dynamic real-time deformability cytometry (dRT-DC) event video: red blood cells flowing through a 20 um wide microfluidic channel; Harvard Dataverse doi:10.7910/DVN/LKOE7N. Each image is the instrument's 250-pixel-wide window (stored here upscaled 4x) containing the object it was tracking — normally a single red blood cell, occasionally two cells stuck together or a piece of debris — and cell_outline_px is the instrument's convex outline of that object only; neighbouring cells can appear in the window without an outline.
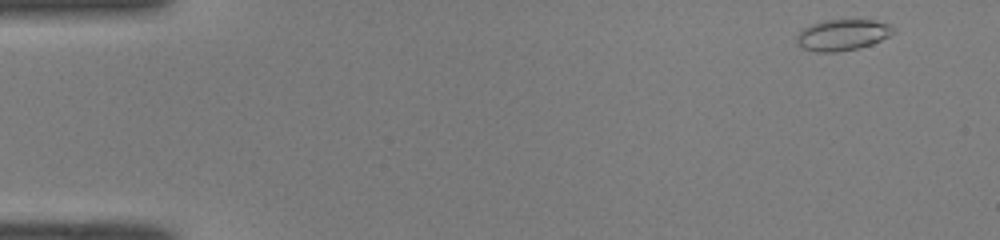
{"species": "common noctule bat (a hibernating species)", "species_latin": "Nyctalus noctula", "temperature_condition": "room temperature", "stored_images_in_passage": 48, "camera_frame_rate_fps": 3000, "um_per_image_px": 0.085, "animal": {"sex": "male", "body_mass_g": 19.0, "forearm_length_mm": 50.8}, "frame": {"image": 1, "passage_image": 1, "time_ms": 0.0, "image_size_px": [1000, 240], "cell_outline_px": [[896, 32], [872, 44], [856, 48], [836, 52], [816, 52], [804, 48], [796, 44], [796, 36], [804, 28], [812, 24], [824, 20], [872, 20], [892, 24], [896, 28]], "centroid_in_image_um": [71.63, 2.96], "position_along_channel_um": 13.4, "area_um2": 17.51}}
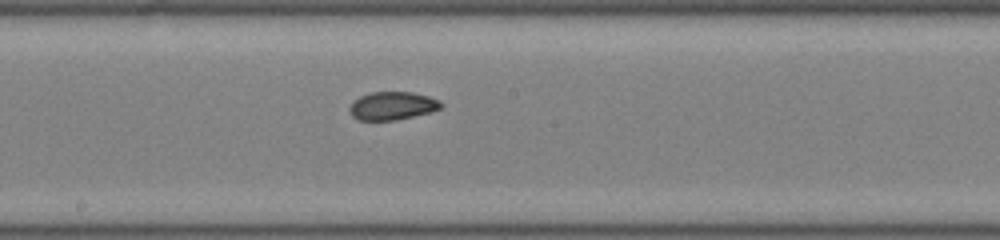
{"frame": {"image": 2, "passage_image": 25, "time_ms": 8.0, "image_size_px": [1000, 240], "cell_outline_px": [[444, 104], [440, 108], [432, 112], [396, 120], [356, 120], [352, 116], [348, 108], [352, 100], [360, 96], [372, 92], [412, 92], [428, 96], [440, 100]], "centroid_in_image_um": [33.34, 8.99], "position_along_channel_um": 214.9, "area_um2": 15.2}}
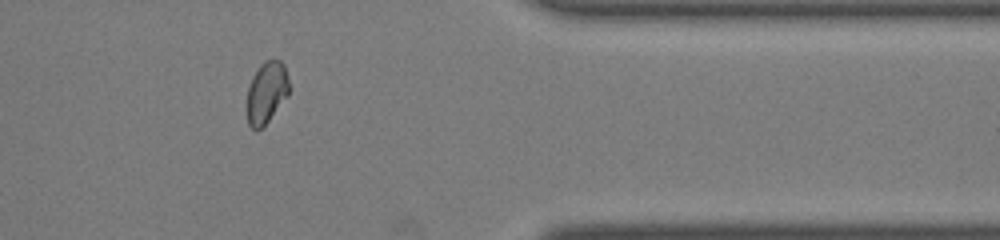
{"frame": {"image": 3, "passage_image": 39, "time_ms": 12.667, "image_size_px": [1000, 240], "cell_outline_px": [[288, 96], [268, 120], [256, 132], [248, 124], [244, 108], [248, 88], [252, 76], [260, 64], [264, 60], [280, 60], [284, 64], [288, 80]], "centroid_in_image_um": [22.6, 7.88], "position_along_channel_um": 388.8, "area_um2": 15.43}, "authors_computed_cell_mechanics": {"area_um2": 15.6927, "velocity_mm_per_s": 4.0796, "shape_relaxation_time_tau1_ms": null, "shape_relaxation_time_tau2_ms": 1.7925, "deformation_change_tau1": null, "deformation_change_tau2": 0.0569}}